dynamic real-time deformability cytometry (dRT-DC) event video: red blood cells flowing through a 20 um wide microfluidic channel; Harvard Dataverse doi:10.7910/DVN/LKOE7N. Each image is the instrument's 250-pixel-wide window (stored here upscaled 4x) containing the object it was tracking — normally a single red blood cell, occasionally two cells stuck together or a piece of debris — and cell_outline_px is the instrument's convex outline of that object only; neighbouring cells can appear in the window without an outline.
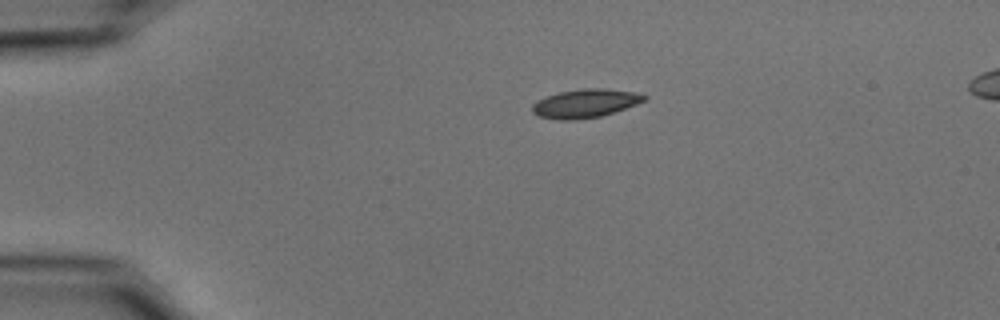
{"species": "common noctule bat (a hibernating species)", "species_latin": "Nyctalus noctula", "temperature_condition": "cold", "stored_images_in_passage": 44, "camera_frame_rate_fps": 3000, "um_per_image_px": 0.085, "animal": {"sex": "male", "body_mass_g": 15.6}, "frame": {"image": 1, "passage_image": 1, "time_ms": 0.0, "image_size_px": [1000, 320], "cell_outline_px": [[648, 96], [644, 100], [636, 104], [616, 112], [600, 116], [576, 120], [560, 120], [540, 116], [532, 112], [532, 104], [536, 100], [560, 92], [584, 88], [604, 88], [636, 92]], "centroid_in_image_um": [49.75, 8.79], "position_along_channel_um": 35.2, "area_um2": 18.61}}
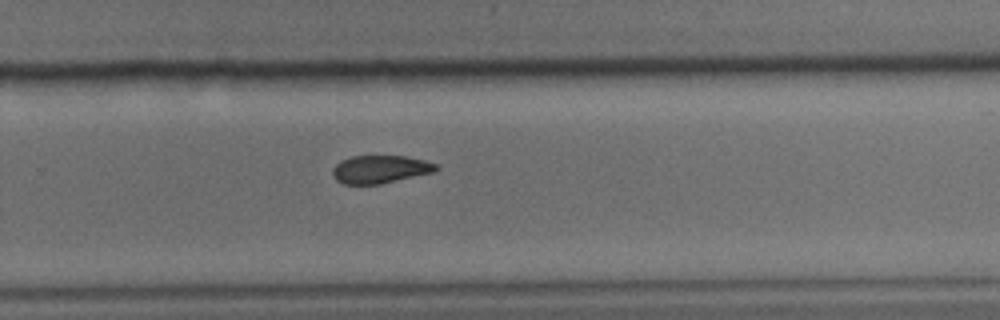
{"frame": {"image": 2, "passage_image": 26, "time_ms": 8.333, "image_size_px": [1000, 320], "cell_outline_px": [[440, 168], [436, 172], [380, 184], [344, 184], [336, 180], [332, 176], [332, 168], [340, 160], [352, 156], [404, 156], [424, 160], [436, 164]], "centroid_in_image_um": [32.31, 14.39], "position_along_channel_um": 297.5, "area_um2": 16.99}}
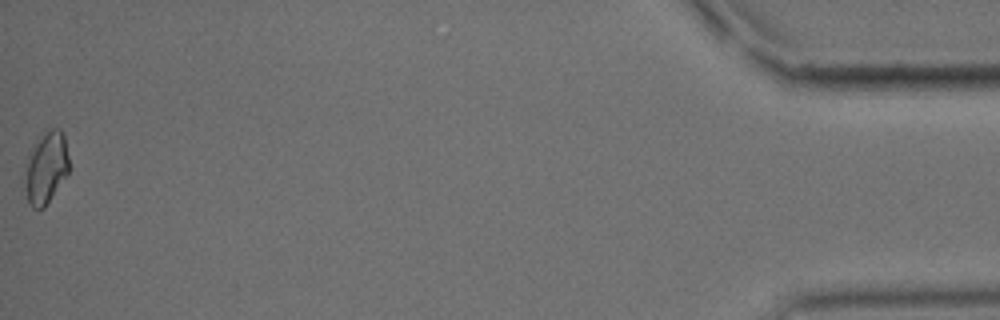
{"frame": {"image": 3, "passage_image": 44, "time_ms": 14.333, "image_size_px": [1000, 320], "cell_outline_px": [[68, 172], [44, 208], [32, 208], [28, 200], [24, 184], [24, 164], [28, 152], [36, 136], [44, 128], [60, 128], [64, 132], [68, 156]], "centroid_in_image_um": [3.87, 14.14], "position_along_channel_um": 431.3, "area_um2": 19.19}, "authors_computed_cell_mechanics": {"area_um2": 17.918, "velocity_mm_per_s": 3.6956, "shape_relaxation_time_tau1_ms": 9.3056, "shape_relaxation_time_tau2_ms": null, "deformation_change_tau1": 0.1545, "deformation_change_tau2": null}}